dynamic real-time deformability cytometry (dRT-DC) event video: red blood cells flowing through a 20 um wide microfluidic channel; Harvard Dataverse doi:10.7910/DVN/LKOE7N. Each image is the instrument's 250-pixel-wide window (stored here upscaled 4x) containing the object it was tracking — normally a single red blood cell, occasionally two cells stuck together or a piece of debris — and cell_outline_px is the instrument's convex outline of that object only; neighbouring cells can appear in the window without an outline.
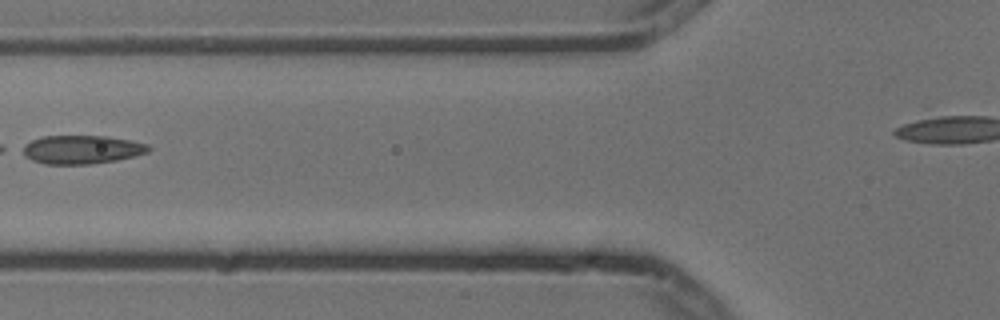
{"species": "common noctule bat (a hibernating species)", "species_latin": "Nyctalus noctula", "temperature_condition": "cold", "stored_images_in_passage": 7, "camera_frame_rate_fps": 3000, "um_per_image_px": 0.085, "animal": {"sex": "male", "body_mass_g": 13.3}, "frame": {"image": 1, "passage_image": 6, "time_ms": 1.667, "image_size_px": [1000, 320], "cell_outline_px": [[152, 148], [148, 152], [116, 160], [88, 164], [44, 164], [32, 160], [24, 156], [16, 148], [32, 140], [44, 136], [104, 136], [128, 140], [148, 144]], "centroid_in_image_um": [6.85, 12.71], "position_along_channel_um": 118.9, "area_um2": 21.04}}
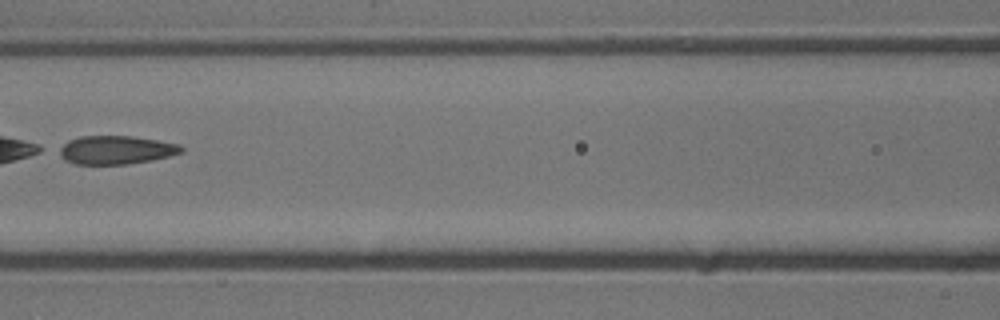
{"frame": {"image": 2, "passage_image": 7, "time_ms": 2.0, "image_size_px": [1000, 320], "cell_outline_px": [[184, 152], [152, 160], [128, 164], [76, 164], [64, 160], [52, 152], [56, 148], [68, 140], [80, 136], [132, 136], [180, 144], [184, 148]], "centroid_in_image_um": [9.77, 12.75], "position_along_channel_um": 156.8, "area_um2": 20.69}}